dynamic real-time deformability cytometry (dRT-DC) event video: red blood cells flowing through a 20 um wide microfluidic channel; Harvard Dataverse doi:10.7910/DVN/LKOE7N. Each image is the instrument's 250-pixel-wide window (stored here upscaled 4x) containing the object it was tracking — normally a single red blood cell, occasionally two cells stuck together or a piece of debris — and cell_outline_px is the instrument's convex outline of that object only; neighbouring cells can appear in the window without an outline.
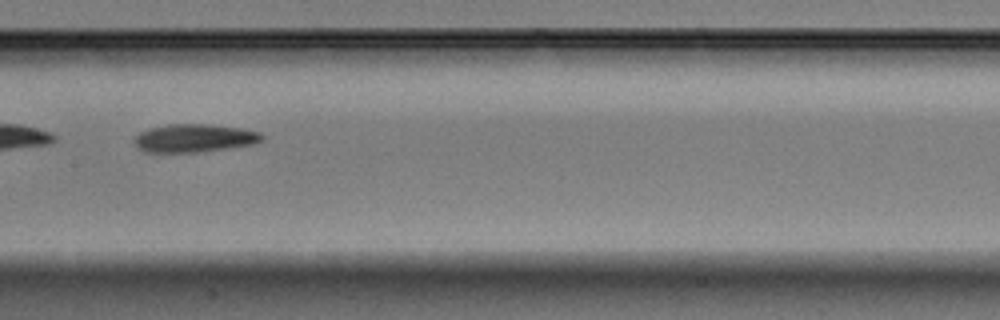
{"species": "Egyptian fruit bat (a non-hibernating species)", "species_latin": "Rousettus aegyptiacus", "temperature_condition": "warm", "stored_images_in_passage": 48, "segment_of_instrument_passage": [2, 2], "camera_frame_rate_fps": 3000, "um_per_image_px": 0.085, "animal": {"sex": "male"}, "frame": {"image": 1, "passage_image": 21, "time_ms": 6.667, "image_size_px": [1000, 320], "cell_outline_px": [[264, 140], [252, 144], [228, 148], [196, 152], [144, 152], [132, 140], [140, 132], [148, 128], [168, 124], [204, 124], [240, 128], [260, 132], [264, 136]], "centroid_in_image_um": [16.5, 11.74], "position_along_channel_um": 190.9, "area_um2": 20.81}}
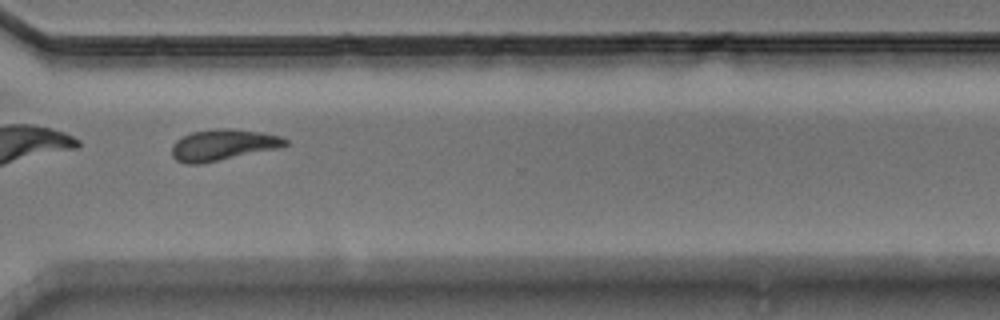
{"frame": {"image": 2, "passage_image": 34, "time_ms": 11.0, "image_size_px": [1000, 320], "cell_outline_px": [[288, 144], [280, 148], [200, 164], [188, 164], [176, 160], [172, 156], [172, 144], [176, 140], [192, 132], [216, 128], [224, 128], [260, 132], [280, 136], [288, 140]], "centroid_in_image_um": [18.95, 12.32], "position_along_channel_um": 351.7, "area_um2": 20.52}}
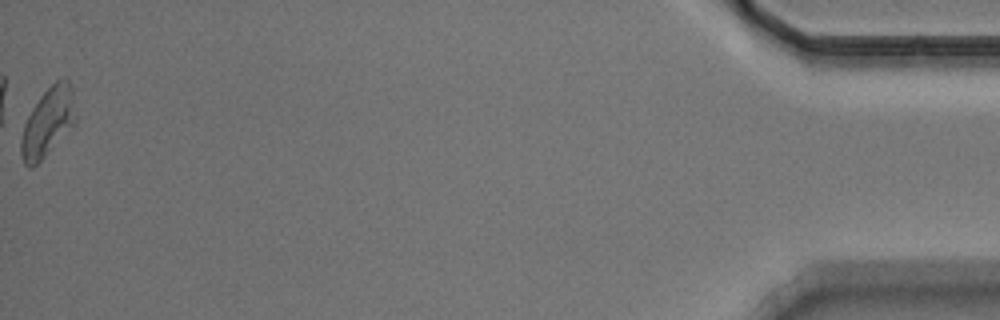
{"frame": {"image": 3, "passage_image": 48, "time_ms": 15.667, "image_size_px": [1000, 320], "cell_outline_px": [[76, 120], [44, 156], [32, 168], [28, 168], [24, 164], [20, 152], [20, 140], [24, 124], [32, 108], [40, 96], [56, 80], [64, 76], [72, 84], [76, 116]], "centroid_in_image_um": [4.05, 10.33], "position_along_channel_um": 431.1, "area_um2": 21.56}}